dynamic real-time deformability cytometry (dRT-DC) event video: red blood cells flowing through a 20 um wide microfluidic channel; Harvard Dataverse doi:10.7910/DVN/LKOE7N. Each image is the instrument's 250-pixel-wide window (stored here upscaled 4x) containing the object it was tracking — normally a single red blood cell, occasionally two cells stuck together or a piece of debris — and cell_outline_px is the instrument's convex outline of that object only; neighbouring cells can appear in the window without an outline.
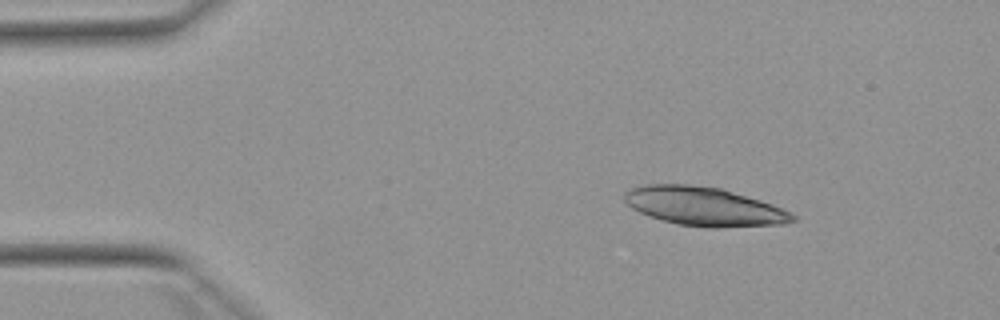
{"species": "Egyptian fruit bat (a non-hibernating species)", "species_latin": "Rousettus aegyptiacus", "temperature_condition": "warm", "stored_images_in_passage": 51, "camera_frame_rate_fps": 3000, "um_per_image_px": 0.085, "animal": {"sex": "female"}, "frame": {"image": 1, "passage_image": 7, "time_ms": 2.0, "image_size_px": [1000, 320], "cell_outline_px": [[796, 220], [784, 224], [716, 228], [708, 228], [676, 224], [648, 216], [632, 208], [624, 200], [624, 192], [632, 188], [644, 184], [688, 184], [720, 188], [760, 200], [772, 204], [792, 212], [796, 216]], "centroid_in_image_um": [59.85, 17.55], "position_along_channel_um": 25.2, "area_um2": 38.09}}